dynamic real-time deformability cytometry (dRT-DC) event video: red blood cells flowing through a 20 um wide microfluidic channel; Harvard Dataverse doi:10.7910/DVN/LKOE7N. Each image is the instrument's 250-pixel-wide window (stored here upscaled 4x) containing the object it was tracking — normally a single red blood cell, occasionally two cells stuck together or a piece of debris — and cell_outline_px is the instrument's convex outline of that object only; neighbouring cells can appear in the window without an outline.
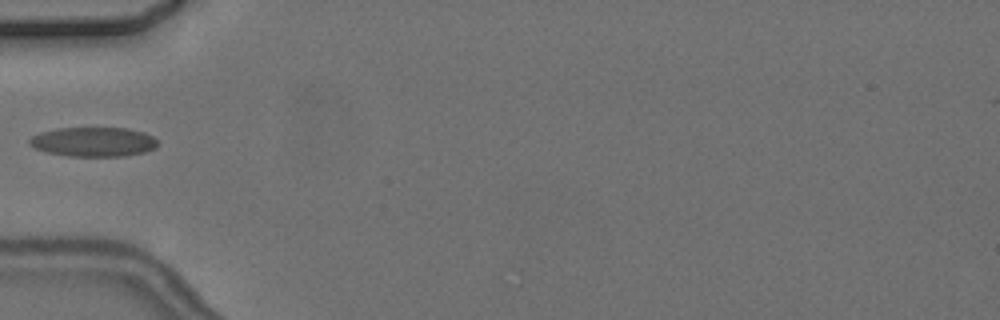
{"species": "common noctule bat (a hibernating species)", "species_latin": "Nyctalus noctula", "temperature_condition": "cold", "stored_images_in_passage": 4, "camera_frame_rate_fps": 3000, "um_per_image_px": 0.085, "animal": {"sex": "female", "body_mass_g": 24.6, "forearm_length_mm": 56.2}, "frame": {"image": 1, "passage_image": 4, "time_ms": 4.333, "image_size_px": [1000, 320], "cell_outline_px": [[160, 144], [156, 148], [144, 152], [124, 156], [68, 156], [48, 152], [36, 148], [28, 144], [28, 140], [32, 136], [40, 132], [56, 128], [128, 128], [144, 132], [160, 140]], "centroid_in_image_um": [7.99, 12.05], "position_along_channel_um": 77.0, "area_um2": 22.2}}